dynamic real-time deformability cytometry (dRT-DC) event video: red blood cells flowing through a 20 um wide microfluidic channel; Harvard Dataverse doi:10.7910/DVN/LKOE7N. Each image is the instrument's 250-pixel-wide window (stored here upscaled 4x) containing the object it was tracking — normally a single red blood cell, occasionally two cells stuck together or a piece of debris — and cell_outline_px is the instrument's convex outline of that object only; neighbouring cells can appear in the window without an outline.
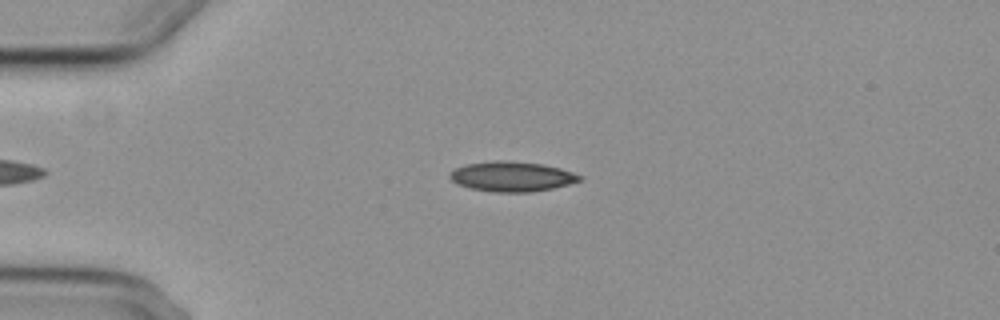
{"species": "common noctule bat (a hibernating species)", "species_latin": "Nyctalus noctula", "temperature_condition": "cold", "stored_images_in_passage": 4, "camera_frame_rate_fps": 3000, "um_per_image_px": 0.085, "animal": {"sex": "female", "body_mass_g": 29.2, "forearm_length_mm": 56.3}, "frame": {"image": 1, "passage_image": 4, "time_ms": 3.333, "image_size_px": [1000, 320], "cell_outline_px": [[584, 176], [580, 180], [568, 184], [552, 188], [532, 192], [496, 192], [472, 188], [460, 184], [452, 180], [448, 176], [448, 172], [464, 164], [492, 160], [508, 160], [540, 164], [560, 168]], "centroid_in_image_um": [43.49, 14.99], "position_along_channel_um": 41.5, "area_um2": 22.6}}